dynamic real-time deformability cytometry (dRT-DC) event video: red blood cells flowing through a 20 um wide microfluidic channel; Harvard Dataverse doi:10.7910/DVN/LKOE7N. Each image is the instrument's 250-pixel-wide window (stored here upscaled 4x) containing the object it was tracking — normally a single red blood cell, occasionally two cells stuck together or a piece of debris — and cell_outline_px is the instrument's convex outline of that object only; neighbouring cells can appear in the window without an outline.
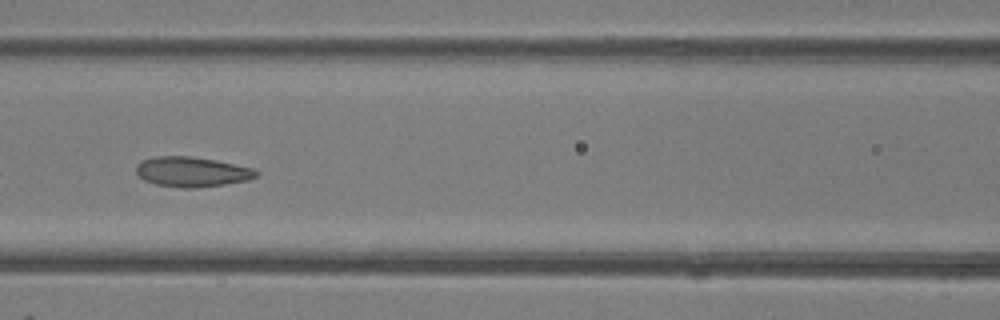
{"species": "common noctule bat (a hibernating species)", "species_latin": "Nyctalus noctula", "temperature_condition": "room temperature", "stored_images_in_passage": 46, "camera_frame_rate_fps": 3000, "um_per_image_px": 0.085, "animal": {"sex": "female"}, "frame": {"image": 1, "passage_image": 20, "time_ms": 6.333, "image_size_px": [1000, 320], "cell_outline_px": [[260, 172], [256, 176], [248, 180], [200, 188], [180, 188], [156, 184], [144, 180], [136, 172], [136, 164], [144, 160], [156, 156], [188, 156], [216, 160], [256, 168]], "centroid_in_image_um": [16.35, 14.61], "position_along_channel_um": 150.3, "area_um2": 21.1}, "authors_computed_cell_mechanics": {"area_um2": 22.9177, "velocity_mm_per_s": 4.2997, "shape_relaxation_time_tau1_ms": 2.6098, "shape_relaxation_time_tau2_ms": 1.4585, "deformation_change_tau1": 0.0909, "deformation_change_tau2": 0.0798}}